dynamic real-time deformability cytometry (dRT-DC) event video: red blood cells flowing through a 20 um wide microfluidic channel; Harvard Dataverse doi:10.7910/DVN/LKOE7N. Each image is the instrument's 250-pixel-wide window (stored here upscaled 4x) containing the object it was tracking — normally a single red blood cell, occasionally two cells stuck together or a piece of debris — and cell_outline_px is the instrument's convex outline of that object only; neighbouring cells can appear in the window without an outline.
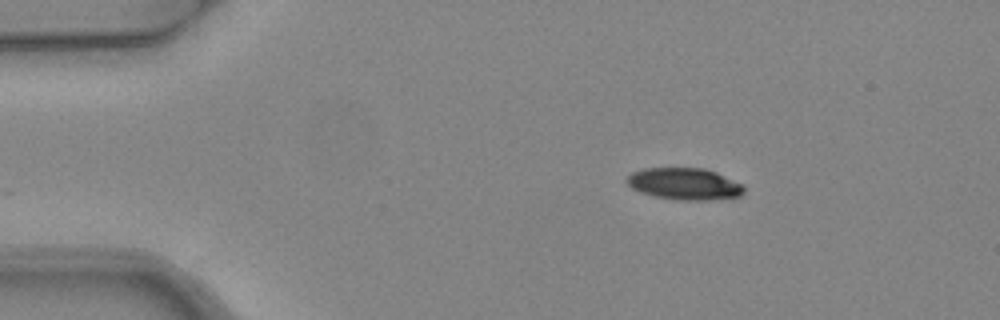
{"species": "common noctule bat (a hibernating species)", "species_latin": "Nyctalus noctula", "temperature_condition": "warm", "stored_images_in_passage": 3, "segment_of_instrument_passage": [1, 2], "camera_frame_rate_fps": 3000, "um_per_image_px": 0.085, "animal": {"sex": "female", "body_mass_g": 24.6, "forearm_length_mm": 56.2}, "frame": {"image": 1, "passage_image": 1, "time_ms": 0.0, "image_size_px": [1000, 320], "cell_outline_px": [[744, 192], [740, 196], [708, 200], [680, 200], [656, 196], [640, 192], [632, 188], [624, 180], [632, 172], [644, 168], [704, 168], [716, 172], [744, 184]], "centroid_in_image_um": [58.19, 15.62], "position_along_channel_um": 26.8, "area_um2": 21.73}}